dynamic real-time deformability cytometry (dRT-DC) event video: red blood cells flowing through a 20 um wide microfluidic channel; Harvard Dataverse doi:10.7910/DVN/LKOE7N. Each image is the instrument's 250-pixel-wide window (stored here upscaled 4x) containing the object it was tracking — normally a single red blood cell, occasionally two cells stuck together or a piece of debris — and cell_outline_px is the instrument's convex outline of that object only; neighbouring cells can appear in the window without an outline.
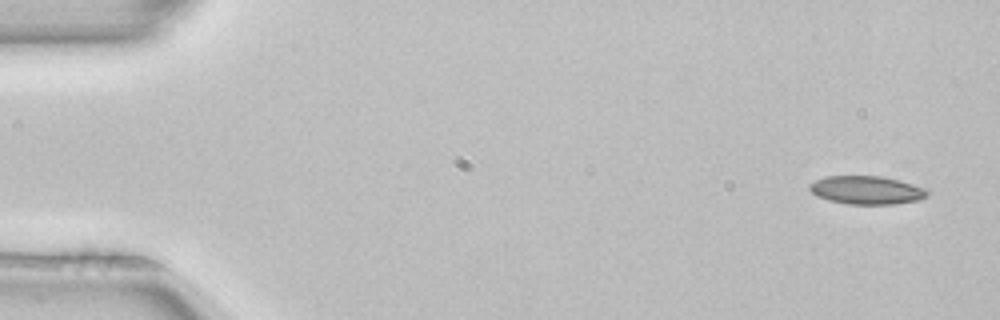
{"species": "common noctule bat (a hibernating species)", "species_latin": "Nyctalus noctula", "temperature_condition": "room temperature", "stored_images_in_passage": 3, "camera_frame_rate_fps": 3000, "um_per_image_px": 0.085, "animal": {"sex": "female", "body_mass_g": 22.7, "forearm_length_mm": 54.2}, "frame": {"image": 1, "passage_image": 1, "time_ms": 0.0, "image_size_px": [1000, 320], "cell_outline_px": [[928, 196], [920, 200], [896, 204], [848, 204], [832, 200], [820, 196], [812, 192], [808, 188], [808, 184], [824, 176], [880, 176], [900, 180], [924, 188], [928, 192]], "centroid_in_image_um": [73.69, 16.15], "position_along_channel_um": 11.3, "area_um2": 19.31}}